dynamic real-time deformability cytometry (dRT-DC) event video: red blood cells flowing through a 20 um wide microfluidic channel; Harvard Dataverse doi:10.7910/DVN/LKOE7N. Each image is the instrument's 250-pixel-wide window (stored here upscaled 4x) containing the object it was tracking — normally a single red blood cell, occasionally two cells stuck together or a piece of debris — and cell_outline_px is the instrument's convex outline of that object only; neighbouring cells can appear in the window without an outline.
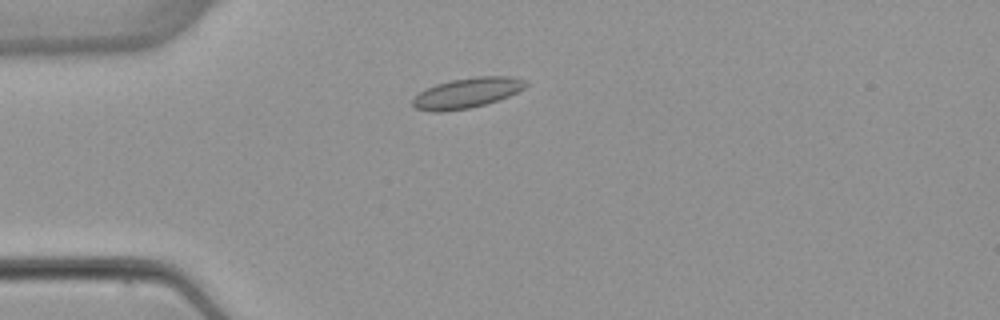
{"species": "common noctule bat (a hibernating species)", "species_latin": "Nyctalus noctula", "temperature_condition": "warm", "stored_images_in_passage": 3, "camera_frame_rate_fps": 3000, "um_per_image_px": 0.085, "animal": {"sex": "female", "body_mass_g": 22.7, "forearm_length_mm": 54.2}, "frame": {"image": 1, "passage_image": 3, "time_ms": 2.333, "image_size_px": [1000, 320], "cell_outline_px": [[528, 84], [524, 88], [500, 100], [468, 108], [444, 112], [432, 112], [416, 108], [412, 104], [412, 100], [420, 92], [436, 84], [452, 80], [476, 76], [512, 76], [528, 80]], "centroid_in_image_um": [39.73, 7.89], "position_along_channel_um": 45.3, "area_um2": 19.88}}